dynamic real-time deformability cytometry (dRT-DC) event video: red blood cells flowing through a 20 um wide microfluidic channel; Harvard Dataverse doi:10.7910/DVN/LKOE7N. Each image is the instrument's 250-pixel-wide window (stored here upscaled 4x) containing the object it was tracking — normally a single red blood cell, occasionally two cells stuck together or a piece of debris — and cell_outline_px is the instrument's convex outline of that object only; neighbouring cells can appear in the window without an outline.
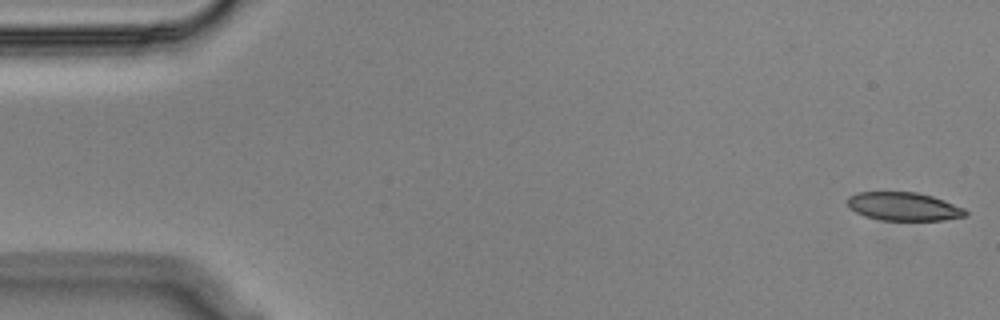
{"species": "Egyptian fruit bat (a non-hibernating species)", "species_latin": "Rousettus aegyptiacus", "temperature_condition": "cold", "stored_images_in_passage": 14, "camera_frame_rate_fps": 3000, "um_per_image_px": 0.085, "animal": {"sex": "male"}, "frame": {"image": 1, "passage_image": 1, "time_ms": 0.0, "image_size_px": [1000, 320], "cell_outline_px": [[968, 212], [964, 216], [944, 220], [880, 220], [864, 216], [848, 208], [848, 196], [860, 192], [916, 192], [932, 196], [944, 200], [964, 208]], "centroid_in_image_um": [76.79, 17.55], "position_along_channel_um": 8.2, "area_um2": 19.48}}